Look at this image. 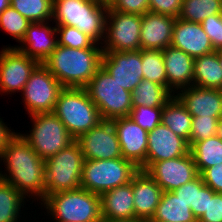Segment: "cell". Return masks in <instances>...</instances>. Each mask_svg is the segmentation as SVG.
Masks as SVG:
<instances>
[{
  "instance_id": "1",
  "label": "cell",
  "mask_w": 222,
  "mask_h": 222,
  "mask_svg": "<svg viewBox=\"0 0 222 222\" xmlns=\"http://www.w3.org/2000/svg\"><path fill=\"white\" fill-rule=\"evenodd\" d=\"M0 158L9 174L3 175L0 171L1 179L13 185L25 198L33 196L41 201L45 198V161L19 133L9 141Z\"/></svg>"
},
{
  "instance_id": "2",
  "label": "cell",
  "mask_w": 222,
  "mask_h": 222,
  "mask_svg": "<svg viewBox=\"0 0 222 222\" xmlns=\"http://www.w3.org/2000/svg\"><path fill=\"white\" fill-rule=\"evenodd\" d=\"M94 43L90 48L57 45L43 65L63 88H85L102 66L103 49Z\"/></svg>"
},
{
  "instance_id": "3",
  "label": "cell",
  "mask_w": 222,
  "mask_h": 222,
  "mask_svg": "<svg viewBox=\"0 0 222 222\" xmlns=\"http://www.w3.org/2000/svg\"><path fill=\"white\" fill-rule=\"evenodd\" d=\"M108 4L99 0H53L52 20L56 26H71L95 43L104 42Z\"/></svg>"
},
{
  "instance_id": "4",
  "label": "cell",
  "mask_w": 222,
  "mask_h": 222,
  "mask_svg": "<svg viewBox=\"0 0 222 222\" xmlns=\"http://www.w3.org/2000/svg\"><path fill=\"white\" fill-rule=\"evenodd\" d=\"M42 202L56 222L102 221L100 195L81 187L50 194Z\"/></svg>"
},
{
  "instance_id": "5",
  "label": "cell",
  "mask_w": 222,
  "mask_h": 222,
  "mask_svg": "<svg viewBox=\"0 0 222 222\" xmlns=\"http://www.w3.org/2000/svg\"><path fill=\"white\" fill-rule=\"evenodd\" d=\"M53 113L75 140L103 120L85 88H63Z\"/></svg>"
},
{
  "instance_id": "6",
  "label": "cell",
  "mask_w": 222,
  "mask_h": 222,
  "mask_svg": "<svg viewBox=\"0 0 222 222\" xmlns=\"http://www.w3.org/2000/svg\"><path fill=\"white\" fill-rule=\"evenodd\" d=\"M45 161V197L81 187L84 156L75 140Z\"/></svg>"
},
{
  "instance_id": "7",
  "label": "cell",
  "mask_w": 222,
  "mask_h": 222,
  "mask_svg": "<svg viewBox=\"0 0 222 222\" xmlns=\"http://www.w3.org/2000/svg\"><path fill=\"white\" fill-rule=\"evenodd\" d=\"M103 120L127 117L131 113V92L122 88L101 66L85 87Z\"/></svg>"
},
{
  "instance_id": "8",
  "label": "cell",
  "mask_w": 222,
  "mask_h": 222,
  "mask_svg": "<svg viewBox=\"0 0 222 222\" xmlns=\"http://www.w3.org/2000/svg\"><path fill=\"white\" fill-rule=\"evenodd\" d=\"M138 171L139 168L123 157L104 160L84 159L81 188L101 195L131 182Z\"/></svg>"
},
{
  "instance_id": "9",
  "label": "cell",
  "mask_w": 222,
  "mask_h": 222,
  "mask_svg": "<svg viewBox=\"0 0 222 222\" xmlns=\"http://www.w3.org/2000/svg\"><path fill=\"white\" fill-rule=\"evenodd\" d=\"M30 117L33 122L30 134H19L43 160L56 155L75 141L54 113H38Z\"/></svg>"
},
{
  "instance_id": "10",
  "label": "cell",
  "mask_w": 222,
  "mask_h": 222,
  "mask_svg": "<svg viewBox=\"0 0 222 222\" xmlns=\"http://www.w3.org/2000/svg\"><path fill=\"white\" fill-rule=\"evenodd\" d=\"M142 15L108 8L103 52L140 50Z\"/></svg>"
},
{
  "instance_id": "11",
  "label": "cell",
  "mask_w": 222,
  "mask_h": 222,
  "mask_svg": "<svg viewBox=\"0 0 222 222\" xmlns=\"http://www.w3.org/2000/svg\"><path fill=\"white\" fill-rule=\"evenodd\" d=\"M63 86L43 65L39 64L31 73L23 88V101L29 115L53 113Z\"/></svg>"
},
{
  "instance_id": "12",
  "label": "cell",
  "mask_w": 222,
  "mask_h": 222,
  "mask_svg": "<svg viewBox=\"0 0 222 222\" xmlns=\"http://www.w3.org/2000/svg\"><path fill=\"white\" fill-rule=\"evenodd\" d=\"M40 63L19 51L15 46L0 51V91H23L31 73Z\"/></svg>"
},
{
  "instance_id": "13",
  "label": "cell",
  "mask_w": 222,
  "mask_h": 222,
  "mask_svg": "<svg viewBox=\"0 0 222 222\" xmlns=\"http://www.w3.org/2000/svg\"><path fill=\"white\" fill-rule=\"evenodd\" d=\"M76 141L81 147L84 159L104 160L121 158V149L112 121L102 120L82 134Z\"/></svg>"
},
{
  "instance_id": "14",
  "label": "cell",
  "mask_w": 222,
  "mask_h": 222,
  "mask_svg": "<svg viewBox=\"0 0 222 222\" xmlns=\"http://www.w3.org/2000/svg\"><path fill=\"white\" fill-rule=\"evenodd\" d=\"M146 172L163 191H174L200 175L190 152L175 159L154 162Z\"/></svg>"
},
{
  "instance_id": "15",
  "label": "cell",
  "mask_w": 222,
  "mask_h": 222,
  "mask_svg": "<svg viewBox=\"0 0 222 222\" xmlns=\"http://www.w3.org/2000/svg\"><path fill=\"white\" fill-rule=\"evenodd\" d=\"M102 66L122 88L130 92L143 79L141 49L103 52Z\"/></svg>"
},
{
  "instance_id": "16",
  "label": "cell",
  "mask_w": 222,
  "mask_h": 222,
  "mask_svg": "<svg viewBox=\"0 0 222 222\" xmlns=\"http://www.w3.org/2000/svg\"><path fill=\"white\" fill-rule=\"evenodd\" d=\"M111 121L117 133L122 157L139 170L145 171L148 131L141 128L130 116Z\"/></svg>"
},
{
  "instance_id": "17",
  "label": "cell",
  "mask_w": 222,
  "mask_h": 222,
  "mask_svg": "<svg viewBox=\"0 0 222 222\" xmlns=\"http://www.w3.org/2000/svg\"><path fill=\"white\" fill-rule=\"evenodd\" d=\"M145 171L154 163L175 159L190 152L189 143L162 123L148 132Z\"/></svg>"
},
{
  "instance_id": "18",
  "label": "cell",
  "mask_w": 222,
  "mask_h": 222,
  "mask_svg": "<svg viewBox=\"0 0 222 222\" xmlns=\"http://www.w3.org/2000/svg\"><path fill=\"white\" fill-rule=\"evenodd\" d=\"M180 92V93H179ZM176 96L192 117H221L222 89L189 86L180 89Z\"/></svg>"
},
{
  "instance_id": "19",
  "label": "cell",
  "mask_w": 222,
  "mask_h": 222,
  "mask_svg": "<svg viewBox=\"0 0 222 222\" xmlns=\"http://www.w3.org/2000/svg\"><path fill=\"white\" fill-rule=\"evenodd\" d=\"M171 46L197 58L215 51L201 23L188 22L176 18Z\"/></svg>"
},
{
  "instance_id": "20",
  "label": "cell",
  "mask_w": 222,
  "mask_h": 222,
  "mask_svg": "<svg viewBox=\"0 0 222 222\" xmlns=\"http://www.w3.org/2000/svg\"><path fill=\"white\" fill-rule=\"evenodd\" d=\"M176 18L147 12L142 15L140 49L163 50L171 45Z\"/></svg>"
},
{
  "instance_id": "21",
  "label": "cell",
  "mask_w": 222,
  "mask_h": 222,
  "mask_svg": "<svg viewBox=\"0 0 222 222\" xmlns=\"http://www.w3.org/2000/svg\"><path fill=\"white\" fill-rule=\"evenodd\" d=\"M48 22L31 23L27 29L23 45L16 48L30 58L43 64L58 45L56 26L51 27Z\"/></svg>"
},
{
  "instance_id": "22",
  "label": "cell",
  "mask_w": 222,
  "mask_h": 222,
  "mask_svg": "<svg viewBox=\"0 0 222 222\" xmlns=\"http://www.w3.org/2000/svg\"><path fill=\"white\" fill-rule=\"evenodd\" d=\"M132 191L135 218L148 221L154 216L164 191L142 170L132 177Z\"/></svg>"
},
{
  "instance_id": "23",
  "label": "cell",
  "mask_w": 222,
  "mask_h": 222,
  "mask_svg": "<svg viewBox=\"0 0 222 222\" xmlns=\"http://www.w3.org/2000/svg\"><path fill=\"white\" fill-rule=\"evenodd\" d=\"M162 54L167 74V89L175 95L178 89L193 86L194 58L171 45L163 49Z\"/></svg>"
},
{
  "instance_id": "24",
  "label": "cell",
  "mask_w": 222,
  "mask_h": 222,
  "mask_svg": "<svg viewBox=\"0 0 222 222\" xmlns=\"http://www.w3.org/2000/svg\"><path fill=\"white\" fill-rule=\"evenodd\" d=\"M131 182L100 195L102 219L117 220L135 218Z\"/></svg>"
},
{
  "instance_id": "25",
  "label": "cell",
  "mask_w": 222,
  "mask_h": 222,
  "mask_svg": "<svg viewBox=\"0 0 222 222\" xmlns=\"http://www.w3.org/2000/svg\"><path fill=\"white\" fill-rule=\"evenodd\" d=\"M193 85L222 89V67L217 50L194 58Z\"/></svg>"
},
{
  "instance_id": "26",
  "label": "cell",
  "mask_w": 222,
  "mask_h": 222,
  "mask_svg": "<svg viewBox=\"0 0 222 222\" xmlns=\"http://www.w3.org/2000/svg\"><path fill=\"white\" fill-rule=\"evenodd\" d=\"M161 123L190 144L192 115L176 95L163 106Z\"/></svg>"
},
{
  "instance_id": "27",
  "label": "cell",
  "mask_w": 222,
  "mask_h": 222,
  "mask_svg": "<svg viewBox=\"0 0 222 222\" xmlns=\"http://www.w3.org/2000/svg\"><path fill=\"white\" fill-rule=\"evenodd\" d=\"M149 220L166 222H197L188 204L173 191H164L154 216Z\"/></svg>"
},
{
  "instance_id": "28",
  "label": "cell",
  "mask_w": 222,
  "mask_h": 222,
  "mask_svg": "<svg viewBox=\"0 0 222 222\" xmlns=\"http://www.w3.org/2000/svg\"><path fill=\"white\" fill-rule=\"evenodd\" d=\"M190 153L199 174L209 167L222 163V139L217 135L198 142H190Z\"/></svg>"
},
{
  "instance_id": "29",
  "label": "cell",
  "mask_w": 222,
  "mask_h": 222,
  "mask_svg": "<svg viewBox=\"0 0 222 222\" xmlns=\"http://www.w3.org/2000/svg\"><path fill=\"white\" fill-rule=\"evenodd\" d=\"M173 96L166 87L147 79H142L131 92L133 107H163Z\"/></svg>"
},
{
  "instance_id": "30",
  "label": "cell",
  "mask_w": 222,
  "mask_h": 222,
  "mask_svg": "<svg viewBox=\"0 0 222 222\" xmlns=\"http://www.w3.org/2000/svg\"><path fill=\"white\" fill-rule=\"evenodd\" d=\"M24 199L13 185L0 178V222H19Z\"/></svg>"
},
{
  "instance_id": "31",
  "label": "cell",
  "mask_w": 222,
  "mask_h": 222,
  "mask_svg": "<svg viewBox=\"0 0 222 222\" xmlns=\"http://www.w3.org/2000/svg\"><path fill=\"white\" fill-rule=\"evenodd\" d=\"M215 14H222V0H182L178 18L202 23L207 17Z\"/></svg>"
},
{
  "instance_id": "32",
  "label": "cell",
  "mask_w": 222,
  "mask_h": 222,
  "mask_svg": "<svg viewBox=\"0 0 222 222\" xmlns=\"http://www.w3.org/2000/svg\"><path fill=\"white\" fill-rule=\"evenodd\" d=\"M9 5L31 23L52 21L53 0H10Z\"/></svg>"
},
{
  "instance_id": "33",
  "label": "cell",
  "mask_w": 222,
  "mask_h": 222,
  "mask_svg": "<svg viewBox=\"0 0 222 222\" xmlns=\"http://www.w3.org/2000/svg\"><path fill=\"white\" fill-rule=\"evenodd\" d=\"M143 79L167 88V74L161 50L141 49Z\"/></svg>"
},
{
  "instance_id": "34",
  "label": "cell",
  "mask_w": 222,
  "mask_h": 222,
  "mask_svg": "<svg viewBox=\"0 0 222 222\" xmlns=\"http://www.w3.org/2000/svg\"><path fill=\"white\" fill-rule=\"evenodd\" d=\"M31 22L10 5L0 13V28L19 43L24 39Z\"/></svg>"
},
{
  "instance_id": "35",
  "label": "cell",
  "mask_w": 222,
  "mask_h": 222,
  "mask_svg": "<svg viewBox=\"0 0 222 222\" xmlns=\"http://www.w3.org/2000/svg\"><path fill=\"white\" fill-rule=\"evenodd\" d=\"M58 45L70 48H90L95 42L76 27L56 26Z\"/></svg>"
},
{
  "instance_id": "36",
  "label": "cell",
  "mask_w": 222,
  "mask_h": 222,
  "mask_svg": "<svg viewBox=\"0 0 222 222\" xmlns=\"http://www.w3.org/2000/svg\"><path fill=\"white\" fill-rule=\"evenodd\" d=\"M163 107L138 106L131 109L130 117L146 131L153 130L161 124Z\"/></svg>"
},
{
  "instance_id": "37",
  "label": "cell",
  "mask_w": 222,
  "mask_h": 222,
  "mask_svg": "<svg viewBox=\"0 0 222 222\" xmlns=\"http://www.w3.org/2000/svg\"><path fill=\"white\" fill-rule=\"evenodd\" d=\"M220 117H192L190 142H198L213 137L217 132Z\"/></svg>"
},
{
  "instance_id": "38",
  "label": "cell",
  "mask_w": 222,
  "mask_h": 222,
  "mask_svg": "<svg viewBox=\"0 0 222 222\" xmlns=\"http://www.w3.org/2000/svg\"><path fill=\"white\" fill-rule=\"evenodd\" d=\"M197 222H222V193L208 187L207 211Z\"/></svg>"
},
{
  "instance_id": "39",
  "label": "cell",
  "mask_w": 222,
  "mask_h": 222,
  "mask_svg": "<svg viewBox=\"0 0 222 222\" xmlns=\"http://www.w3.org/2000/svg\"><path fill=\"white\" fill-rule=\"evenodd\" d=\"M201 24L214 49H222V14L211 15Z\"/></svg>"
},
{
  "instance_id": "40",
  "label": "cell",
  "mask_w": 222,
  "mask_h": 222,
  "mask_svg": "<svg viewBox=\"0 0 222 222\" xmlns=\"http://www.w3.org/2000/svg\"><path fill=\"white\" fill-rule=\"evenodd\" d=\"M108 8L113 11L143 15L149 12V0H111Z\"/></svg>"
},
{
  "instance_id": "41",
  "label": "cell",
  "mask_w": 222,
  "mask_h": 222,
  "mask_svg": "<svg viewBox=\"0 0 222 222\" xmlns=\"http://www.w3.org/2000/svg\"><path fill=\"white\" fill-rule=\"evenodd\" d=\"M182 0H149V12L178 18Z\"/></svg>"
},
{
  "instance_id": "42",
  "label": "cell",
  "mask_w": 222,
  "mask_h": 222,
  "mask_svg": "<svg viewBox=\"0 0 222 222\" xmlns=\"http://www.w3.org/2000/svg\"><path fill=\"white\" fill-rule=\"evenodd\" d=\"M208 205V186L204 184L201 176L196 178V198L195 207H190L197 221L207 211Z\"/></svg>"
},
{
  "instance_id": "43",
  "label": "cell",
  "mask_w": 222,
  "mask_h": 222,
  "mask_svg": "<svg viewBox=\"0 0 222 222\" xmlns=\"http://www.w3.org/2000/svg\"><path fill=\"white\" fill-rule=\"evenodd\" d=\"M200 176L206 186L214 192L222 193V163L204 169Z\"/></svg>"
},
{
  "instance_id": "44",
  "label": "cell",
  "mask_w": 222,
  "mask_h": 222,
  "mask_svg": "<svg viewBox=\"0 0 222 222\" xmlns=\"http://www.w3.org/2000/svg\"><path fill=\"white\" fill-rule=\"evenodd\" d=\"M173 192L190 207H195L196 178L188 183H185L184 185H181Z\"/></svg>"
},
{
  "instance_id": "45",
  "label": "cell",
  "mask_w": 222,
  "mask_h": 222,
  "mask_svg": "<svg viewBox=\"0 0 222 222\" xmlns=\"http://www.w3.org/2000/svg\"><path fill=\"white\" fill-rule=\"evenodd\" d=\"M15 135L16 132L11 131L0 118V156L3 153L6 145Z\"/></svg>"
},
{
  "instance_id": "46",
  "label": "cell",
  "mask_w": 222,
  "mask_h": 222,
  "mask_svg": "<svg viewBox=\"0 0 222 222\" xmlns=\"http://www.w3.org/2000/svg\"><path fill=\"white\" fill-rule=\"evenodd\" d=\"M101 222H148V221L140 218H130V219H117V220L102 219Z\"/></svg>"
},
{
  "instance_id": "47",
  "label": "cell",
  "mask_w": 222,
  "mask_h": 222,
  "mask_svg": "<svg viewBox=\"0 0 222 222\" xmlns=\"http://www.w3.org/2000/svg\"><path fill=\"white\" fill-rule=\"evenodd\" d=\"M216 135L222 139V116L218 120Z\"/></svg>"
},
{
  "instance_id": "48",
  "label": "cell",
  "mask_w": 222,
  "mask_h": 222,
  "mask_svg": "<svg viewBox=\"0 0 222 222\" xmlns=\"http://www.w3.org/2000/svg\"><path fill=\"white\" fill-rule=\"evenodd\" d=\"M10 0H0V13L9 6Z\"/></svg>"
},
{
  "instance_id": "49",
  "label": "cell",
  "mask_w": 222,
  "mask_h": 222,
  "mask_svg": "<svg viewBox=\"0 0 222 222\" xmlns=\"http://www.w3.org/2000/svg\"><path fill=\"white\" fill-rule=\"evenodd\" d=\"M217 53H218V56H219V61H220L221 67H222V49H218Z\"/></svg>"
},
{
  "instance_id": "50",
  "label": "cell",
  "mask_w": 222,
  "mask_h": 222,
  "mask_svg": "<svg viewBox=\"0 0 222 222\" xmlns=\"http://www.w3.org/2000/svg\"><path fill=\"white\" fill-rule=\"evenodd\" d=\"M148 222H166V221H159V220H148Z\"/></svg>"
},
{
  "instance_id": "51",
  "label": "cell",
  "mask_w": 222,
  "mask_h": 222,
  "mask_svg": "<svg viewBox=\"0 0 222 222\" xmlns=\"http://www.w3.org/2000/svg\"><path fill=\"white\" fill-rule=\"evenodd\" d=\"M99 1H101V2H104V3H109L111 0H99Z\"/></svg>"
}]
</instances>
